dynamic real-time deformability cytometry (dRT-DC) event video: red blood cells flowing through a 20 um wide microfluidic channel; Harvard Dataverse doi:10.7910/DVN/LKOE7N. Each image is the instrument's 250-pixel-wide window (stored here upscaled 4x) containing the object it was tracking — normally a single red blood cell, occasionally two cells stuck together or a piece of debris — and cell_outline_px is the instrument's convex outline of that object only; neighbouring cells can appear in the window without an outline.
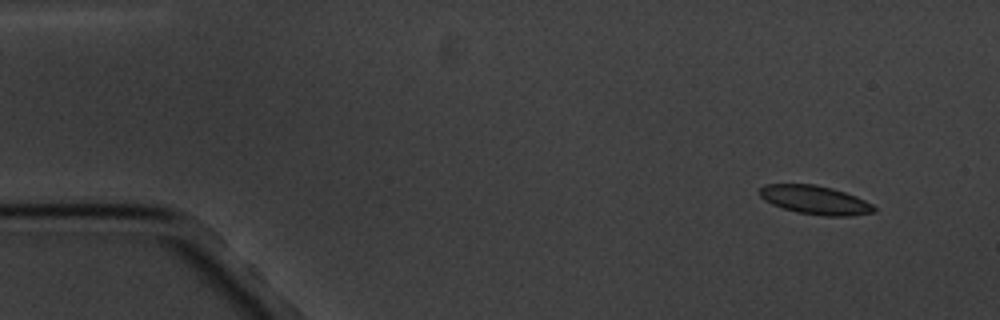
{"species": "common noctule bat (a hibernating species)", "species_latin": "Nyctalus noctula", "temperature_condition": "cold", "stored_images_in_passage": 9, "camera_frame_rate_fps": 3000, "um_per_image_px": 0.085, "animal": {"sex": "male", "body_mass_g": 20.1, "forearm_length_mm": 53.5}, "frame": {"image": 1, "passage_image": 1, "time_ms": 0.0, "image_size_px": [1000, 320], "cell_outline_px": [[876, 212], [852, 216], [824, 216], [796, 212], [772, 204], [764, 200], [760, 196], [760, 188], [764, 184], [816, 184], [832, 188], [856, 196], [872, 204], [876, 208]], "centroid_in_image_um": [69.3, 17.0], "position_along_channel_um": 15.7, "area_um2": 19.19}}
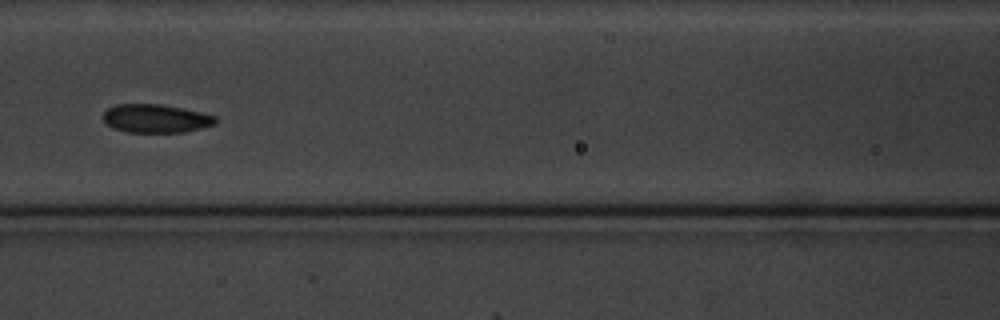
{"frame": {"image": 2, "passage_image": 7, "time_ms": 7.0, "image_size_px": [1000, 320], "cell_outline_px": [[216, 124], [184, 132], [124, 132], [112, 128], [104, 120], [104, 112], [108, 108], [116, 104], [160, 104], [200, 112], [216, 116]], "centroid_in_image_um": [13.22, 10.07], "position_along_channel_um": 153.4, "area_um2": 18.5}}
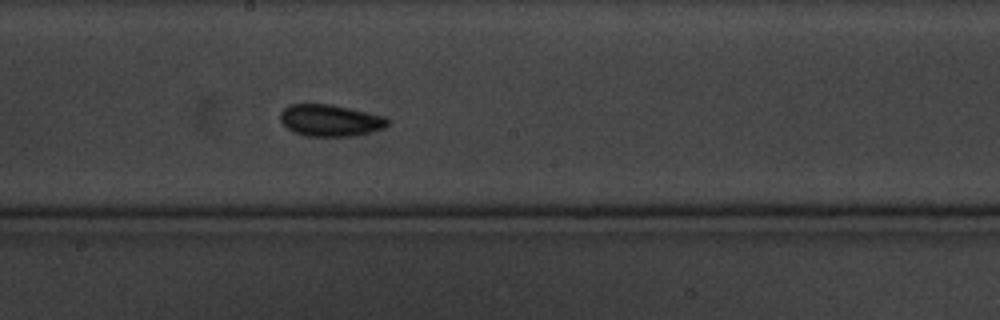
{"frame": {"image": 3, "passage_image": 9, "time_ms": 9.0, "image_size_px": [1000, 320], "cell_outline_px": [[388, 124], [384, 128], [372, 132], [352, 136], [304, 136], [292, 132], [280, 120], [280, 112], [288, 104], [332, 104], [384, 116], [388, 120]], "centroid_in_image_um": [28.04, 10.23], "position_along_channel_um": 220.2, "area_um2": 19.94}}